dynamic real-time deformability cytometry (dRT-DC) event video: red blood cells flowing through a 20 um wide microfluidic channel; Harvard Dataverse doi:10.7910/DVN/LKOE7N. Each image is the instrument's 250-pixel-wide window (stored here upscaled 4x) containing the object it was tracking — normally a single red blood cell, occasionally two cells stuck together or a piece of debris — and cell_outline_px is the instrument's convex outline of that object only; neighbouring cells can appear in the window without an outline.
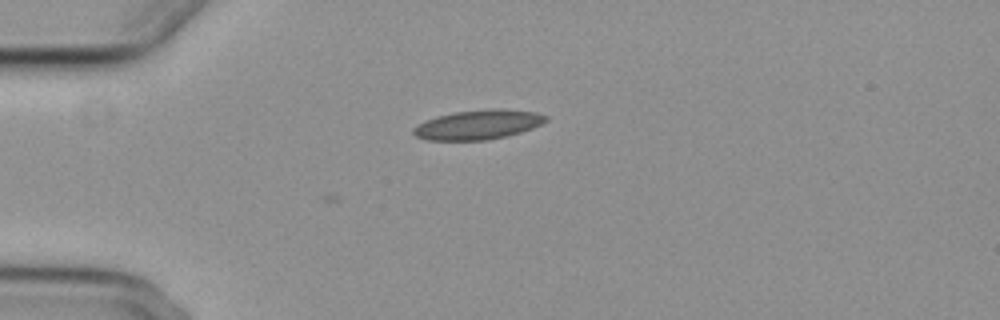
{"species": "common noctule bat (a hibernating species)", "species_latin": "Nyctalus noctula", "temperature_condition": "cold", "stored_images_in_passage": 2, "camera_frame_rate_fps": 3000, "um_per_image_px": 0.085, "animal": {"sex": "female", "body_mass_g": 29.2, "forearm_length_mm": 56.3}, "frame": {"image": 1, "passage_image": 2, "time_ms": 0.333, "image_size_px": [1000, 320], "cell_outline_px": [[548, 120], [532, 128], [520, 132], [488, 140], [424, 140], [416, 136], [412, 132], [412, 128], [416, 124], [424, 120], [436, 116], [452, 112], [488, 108], [500, 108], [536, 112], [548, 116]], "centroid_in_image_um": [40.59, 10.58], "position_along_channel_um": 44.4, "area_um2": 23.06}}